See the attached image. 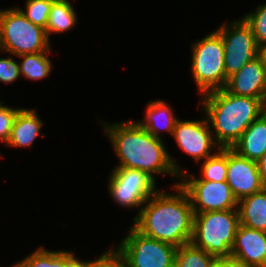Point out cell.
<instances>
[{"label":"cell","instance_id":"cell-1","mask_svg":"<svg viewBox=\"0 0 266 267\" xmlns=\"http://www.w3.org/2000/svg\"><path fill=\"white\" fill-rule=\"evenodd\" d=\"M105 135L113 146L120 163L115 167L136 169L146 173L154 181L155 175L170 174L174 178L184 172L176 159L169 155L163 139L155 138L136 121L113 124L102 123Z\"/></svg>","mask_w":266,"mask_h":267},{"label":"cell","instance_id":"cell-2","mask_svg":"<svg viewBox=\"0 0 266 267\" xmlns=\"http://www.w3.org/2000/svg\"><path fill=\"white\" fill-rule=\"evenodd\" d=\"M173 193L157 190L144 203L133 220L141 234L176 247L188 244L193 236V208L186 191L173 184ZM146 204V205H145Z\"/></svg>","mask_w":266,"mask_h":267},{"label":"cell","instance_id":"cell-3","mask_svg":"<svg viewBox=\"0 0 266 267\" xmlns=\"http://www.w3.org/2000/svg\"><path fill=\"white\" fill-rule=\"evenodd\" d=\"M206 119L219 148H231L247 127L266 111L261 98L236 96L225 88L200 97Z\"/></svg>","mask_w":266,"mask_h":267},{"label":"cell","instance_id":"cell-4","mask_svg":"<svg viewBox=\"0 0 266 267\" xmlns=\"http://www.w3.org/2000/svg\"><path fill=\"white\" fill-rule=\"evenodd\" d=\"M239 224L238 209L194 214L191 243L214 257H228Z\"/></svg>","mask_w":266,"mask_h":267},{"label":"cell","instance_id":"cell-5","mask_svg":"<svg viewBox=\"0 0 266 267\" xmlns=\"http://www.w3.org/2000/svg\"><path fill=\"white\" fill-rule=\"evenodd\" d=\"M191 72L197 91L204 95L225 88L224 46L221 35L215 30L191 43Z\"/></svg>","mask_w":266,"mask_h":267},{"label":"cell","instance_id":"cell-6","mask_svg":"<svg viewBox=\"0 0 266 267\" xmlns=\"http://www.w3.org/2000/svg\"><path fill=\"white\" fill-rule=\"evenodd\" d=\"M0 49L16 56L51 50L45 28L33 24L17 7L0 10Z\"/></svg>","mask_w":266,"mask_h":267},{"label":"cell","instance_id":"cell-7","mask_svg":"<svg viewBox=\"0 0 266 267\" xmlns=\"http://www.w3.org/2000/svg\"><path fill=\"white\" fill-rule=\"evenodd\" d=\"M113 254L125 267H173L177 247L138 232L133 226Z\"/></svg>","mask_w":266,"mask_h":267},{"label":"cell","instance_id":"cell-8","mask_svg":"<svg viewBox=\"0 0 266 267\" xmlns=\"http://www.w3.org/2000/svg\"><path fill=\"white\" fill-rule=\"evenodd\" d=\"M226 23L216 31L223 41L225 72L229 78L248 62L258 58L259 46L256 44L251 27L243 18Z\"/></svg>","mask_w":266,"mask_h":267},{"label":"cell","instance_id":"cell-9","mask_svg":"<svg viewBox=\"0 0 266 267\" xmlns=\"http://www.w3.org/2000/svg\"><path fill=\"white\" fill-rule=\"evenodd\" d=\"M108 192L113 201L125 208H138L153 195L156 189L154 181L146 173L125 167H115L108 178Z\"/></svg>","mask_w":266,"mask_h":267},{"label":"cell","instance_id":"cell-10","mask_svg":"<svg viewBox=\"0 0 266 267\" xmlns=\"http://www.w3.org/2000/svg\"><path fill=\"white\" fill-rule=\"evenodd\" d=\"M179 185L186 191L194 214L238 209L227 182L180 181Z\"/></svg>","mask_w":266,"mask_h":267},{"label":"cell","instance_id":"cell-11","mask_svg":"<svg viewBox=\"0 0 266 267\" xmlns=\"http://www.w3.org/2000/svg\"><path fill=\"white\" fill-rule=\"evenodd\" d=\"M172 136L177 146L197 163L213 156L215 154H212L213 149L216 151L220 149L215 143L206 118L194 121L178 119Z\"/></svg>","mask_w":266,"mask_h":267},{"label":"cell","instance_id":"cell-12","mask_svg":"<svg viewBox=\"0 0 266 267\" xmlns=\"http://www.w3.org/2000/svg\"><path fill=\"white\" fill-rule=\"evenodd\" d=\"M226 182L238 201L265 187L260 178L258 163L238 155L231 148H227Z\"/></svg>","mask_w":266,"mask_h":267},{"label":"cell","instance_id":"cell-13","mask_svg":"<svg viewBox=\"0 0 266 267\" xmlns=\"http://www.w3.org/2000/svg\"><path fill=\"white\" fill-rule=\"evenodd\" d=\"M230 256L244 267H266V232L239 224Z\"/></svg>","mask_w":266,"mask_h":267},{"label":"cell","instance_id":"cell-14","mask_svg":"<svg viewBox=\"0 0 266 267\" xmlns=\"http://www.w3.org/2000/svg\"><path fill=\"white\" fill-rule=\"evenodd\" d=\"M225 89L236 96L261 98L266 102V74L257 58L228 78Z\"/></svg>","mask_w":266,"mask_h":267},{"label":"cell","instance_id":"cell-15","mask_svg":"<svg viewBox=\"0 0 266 267\" xmlns=\"http://www.w3.org/2000/svg\"><path fill=\"white\" fill-rule=\"evenodd\" d=\"M231 149L256 162L266 153V111L247 127Z\"/></svg>","mask_w":266,"mask_h":267},{"label":"cell","instance_id":"cell-16","mask_svg":"<svg viewBox=\"0 0 266 267\" xmlns=\"http://www.w3.org/2000/svg\"><path fill=\"white\" fill-rule=\"evenodd\" d=\"M42 122L35 109L21 108L14 120L10 138L6 145L9 147H31L41 131Z\"/></svg>","mask_w":266,"mask_h":267},{"label":"cell","instance_id":"cell-17","mask_svg":"<svg viewBox=\"0 0 266 267\" xmlns=\"http://www.w3.org/2000/svg\"><path fill=\"white\" fill-rule=\"evenodd\" d=\"M146 107V117L137 123L155 138L163 139L162 134H159L161 130L167 131L172 136L176 121L179 118L174 116V111L170 105L159 99L158 101L151 100Z\"/></svg>","mask_w":266,"mask_h":267},{"label":"cell","instance_id":"cell-18","mask_svg":"<svg viewBox=\"0 0 266 267\" xmlns=\"http://www.w3.org/2000/svg\"><path fill=\"white\" fill-rule=\"evenodd\" d=\"M240 224L266 232V187L238 201Z\"/></svg>","mask_w":266,"mask_h":267},{"label":"cell","instance_id":"cell-19","mask_svg":"<svg viewBox=\"0 0 266 267\" xmlns=\"http://www.w3.org/2000/svg\"><path fill=\"white\" fill-rule=\"evenodd\" d=\"M73 6L69 0H55L53 2L45 29L49 41L50 34L64 33L77 24V14Z\"/></svg>","mask_w":266,"mask_h":267},{"label":"cell","instance_id":"cell-20","mask_svg":"<svg viewBox=\"0 0 266 267\" xmlns=\"http://www.w3.org/2000/svg\"><path fill=\"white\" fill-rule=\"evenodd\" d=\"M201 177L196 178L193 174L184 171L179 178L180 181H213L226 182L227 178V148H220L215 154L206 158L201 166Z\"/></svg>","mask_w":266,"mask_h":267},{"label":"cell","instance_id":"cell-21","mask_svg":"<svg viewBox=\"0 0 266 267\" xmlns=\"http://www.w3.org/2000/svg\"><path fill=\"white\" fill-rule=\"evenodd\" d=\"M51 51L52 50L18 56L23 59L21 62L19 61L20 75L32 81L47 78L52 71V62L51 59L48 58V53H51Z\"/></svg>","mask_w":266,"mask_h":267},{"label":"cell","instance_id":"cell-22","mask_svg":"<svg viewBox=\"0 0 266 267\" xmlns=\"http://www.w3.org/2000/svg\"><path fill=\"white\" fill-rule=\"evenodd\" d=\"M214 258L190 242L177 247L173 267H210Z\"/></svg>","mask_w":266,"mask_h":267},{"label":"cell","instance_id":"cell-23","mask_svg":"<svg viewBox=\"0 0 266 267\" xmlns=\"http://www.w3.org/2000/svg\"><path fill=\"white\" fill-rule=\"evenodd\" d=\"M13 267H62V251H49L39 247Z\"/></svg>","mask_w":266,"mask_h":267},{"label":"cell","instance_id":"cell-24","mask_svg":"<svg viewBox=\"0 0 266 267\" xmlns=\"http://www.w3.org/2000/svg\"><path fill=\"white\" fill-rule=\"evenodd\" d=\"M54 1L55 0H26V11L21 8L19 9L33 24L46 29L49 13Z\"/></svg>","mask_w":266,"mask_h":267},{"label":"cell","instance_id":"cell-25","mask_svg":"<svg viewBox=\"0 0 266 267\" xmlns=\"http://www.w3.org/2000/svg\"><path fill=\"white\" fill-rule=\"evenodd\" d=\"M242 18L251 27L256 44H266V3L259 4L254 12L245 14Z\"/></svg>","mask_w":266,"mask_h":267},{"label":"cell","instance_id":"cell-26","mask_svg":"<svg viewBox=\"0 0 266 267\" xmlns=\"http://www.w3.org/2000/svg\"><path fill=\"white\" fill-rule=\"evenodd\" d=\"M3 104L4 102H0V141L6 145L10 138L16 115L21 108H12Z\"/></svg>","mask_w":266,"mask_h":267},{"label":"cell","instance_id":"cell-27","mask_svg":"<svg viewBox=\"0 0 266 267\" xmlns=\"http://www.w3.org/2000/svg\"><path fill=\"white\" fill-rule=\"evenodd\" d=\"M20 68L18 61L13 60L12 56L0 58V82L11 83L20 78Z\"/></svg>","mask_w":266,"mask_h":267},{"label":"cell","instance_id":"cell-28","mask_svg":"<svg viewBox=\"0 0 266 267\" xmlns=\"http://www.w3.org/2000/svg\"><path fill=\"white\" fill-rule=\"evenodd\" d=\"M73 251H62V267H94V265L107 253L104 252L95 260L83 261L77 259Z\"/></svg>","mask_w":266,"mask_h":267},{"label":"cell","instance_id":"cell-29","mask_svg":"<svg viewBox=\"0 0 266 267\" xmlns=\"http://www.w3.org/2000/svg\"><path fill=\"white\" fill-rule=\"evenodd\" d=\"M94 267H125L124 264L109 249Z\"/></svg>","mask_w":266,"mask_h":267},{"label":"cell","instance_id":"cell-30","mask_svg":"<svg viewBox=\"0 0 266 267\" xmlns=\"http://www.w3.org/2000/svg\"><path fill=\"white\" fill-rule=\"evenodd\" d=\"M210 267H244L235 257H215Z\"/></svg>","mask_w":266,"mask_h":267},{"label":"cell","instance_id":"cell-31","mask_svg":"<svg viewBox=\"0 0 266 267\" xmlns=\"http://www.w3.org/2000/svg\"><path fill=\"white\" fill-rule=\"evenodd\" d=\"M260 178L263 185L266 187V153L257 161Z\"/></svg>","mask_w":266,"mask_h":267},{"label":"cell","instance_id":"cell-32","mask_svg":"<svg viewBox=\"0 0 266 267\" xmlns=\"http://www.w3.org/2000/svg\"><path fill=\"white\" fill-rule=\"evenodd\" d=\"M258 58L260 59L262 67H263L265 74H266V44L259 46Z\"/></svg>","mask_w":266,"mask_h":267}]
</instances>
